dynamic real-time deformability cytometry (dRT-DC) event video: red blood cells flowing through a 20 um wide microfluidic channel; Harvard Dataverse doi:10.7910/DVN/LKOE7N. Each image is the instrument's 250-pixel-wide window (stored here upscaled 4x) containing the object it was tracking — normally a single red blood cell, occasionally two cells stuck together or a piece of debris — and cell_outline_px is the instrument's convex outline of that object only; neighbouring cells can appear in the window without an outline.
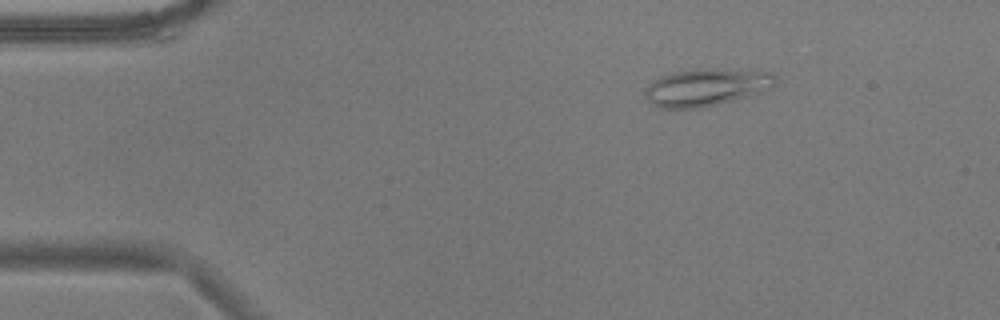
{"species": "common noctule bat (a hibernating species)", "species_latin": "Nyctalus noctula", "temperature_condition": "warm", "stored_images_in_passage": 47, "camera_frame_rate_fps": 3000, "um_per_image_px": 0.085, "animal": {"sex": "male", "body_mass_g": 17.9}, "frame": {"image": 1, "passage_image": 1, "time_ms": 0.0, "image_size_px": [1000, 320], "cell_outline_px": [[776, 80], [772, 88], [760, 92], [732, 100], [700, 108], [660, 108], [652, 104], [644, 96], [644, 88], [648, 84], [660, 76], [672, 72], [696, 68], [716, 68], [772, 72], [776, 76]], "centroid_in_image_um": [60.0, 7.4], "position_along_channel_um": 25.0, "area_um2": 28.55}}
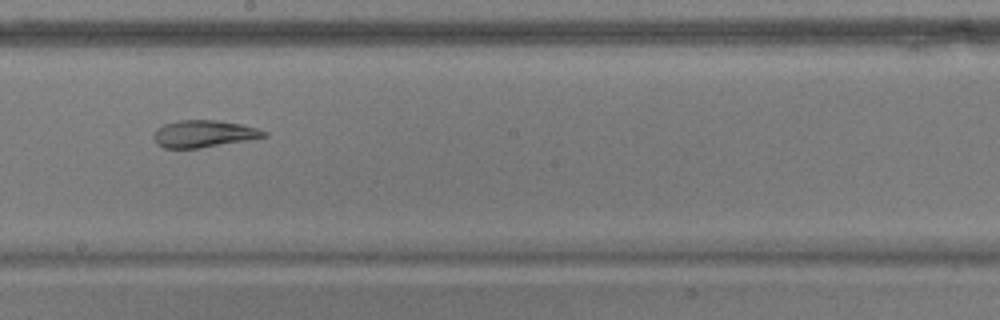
{"frame": {"image": 2, "passage_image": 23, "time_ms": 7.333, "image_size_px": [1000, 320], "cell_outline_px": [[268, 136], [200, 148], [164, 148], [156, 144], [152, 136], [156, 128], [164, 124], [180, 120], [216, 120], [240, 124], [256, 128], [268, 132]], "centroid_in_image_um": [17.27, 11.37], "position_along_channel_um": 230.9, "area_um2": 17.34}}
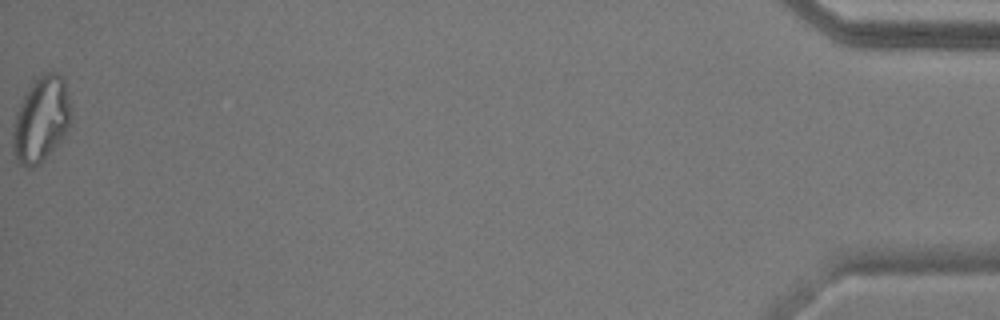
{"frame": {"image": 3, "passage_image": 47, "time_ms": 15.333, "image_size_px": [1000, 320], "cell_outline_px": [[72, 116], [68, 128], [64, 136], [44, 160], [40, 164], [32, 168], [28, 168], [16, 164], [12, 152], [12, 132], [16, 112], [28, 88], [44, 72], [56, 72], [64, 76], [72, 108]], "centroid_in_image_um": [3.5, 10.19], "position_along_channel_um": 431.7, "area_um2": 29.54}, "authors_computed_cell_mechanics": {"area_um2": 22.1952, "velocity_mm_per_s": 3.7267, "shape_relaxation_time_tau1_ms": null, "shape_relaxation_time_tau2_ms": 3.3227, "deformation_change_tau1": null, "deformation_change_tau2": 0.0616}}